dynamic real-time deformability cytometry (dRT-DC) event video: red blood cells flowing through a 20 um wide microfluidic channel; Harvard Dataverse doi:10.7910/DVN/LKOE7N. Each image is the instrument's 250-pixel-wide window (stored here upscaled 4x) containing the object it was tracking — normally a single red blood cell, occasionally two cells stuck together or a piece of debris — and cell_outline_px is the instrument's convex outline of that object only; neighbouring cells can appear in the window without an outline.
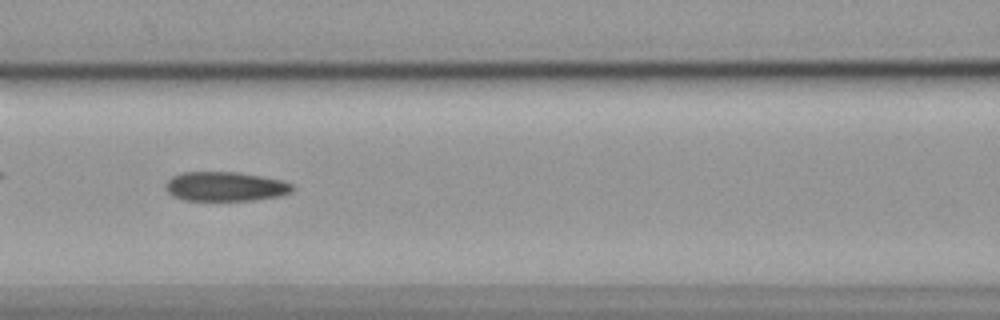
{"species": "common noctule bat (a hibernating species)", "species_latin": "Nyctalus noctula", "temperature_condition": "cold", "stored_images_in_passage": 48, "camera_frame_rate_fps": 3000, "um_per_image_px": 0.085, "animal": {"sex": "female", "body_mass_g": 19.9}, "frame": {"image": 1, "passage_image": 16, "time_ms": 5.0, "image_size_px": [1000, 320], "cell_outline_px": [[292, 192], [280, 196], [252, 200], [184, 200], [172, 196], [164, 188], [164, 184], [172, 176], [180, 172], [236, 172], [260, 176], [280, 180], [292, 184]], "centroid_in_image_um": [19.09, 15.85], "position_along_channel_um": 147.5, "area_um2": 21.68}}
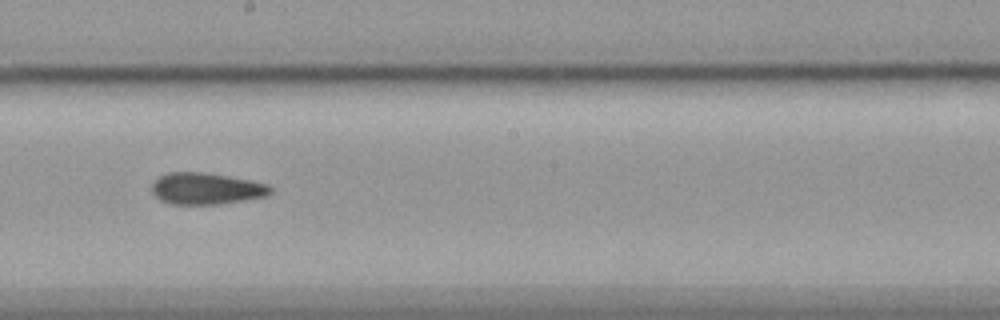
{"frame": {"image": 2, "passage_image": 23, "time_ms": 7.333, "image_size_px": [1000, 320], "cell_outline_px": [[272, 192], [268, 196], [220, 204], [172, 204], [160, 200], [152, 192], [152, 184], [160, 176], [168, 172], [204, 172], [228, 176], [268, 184], [272, 188]], "centroid_in_image_um": [17.54, 16.03], "position_along_channel_um": 230.7, "area_um2": 21.79}}
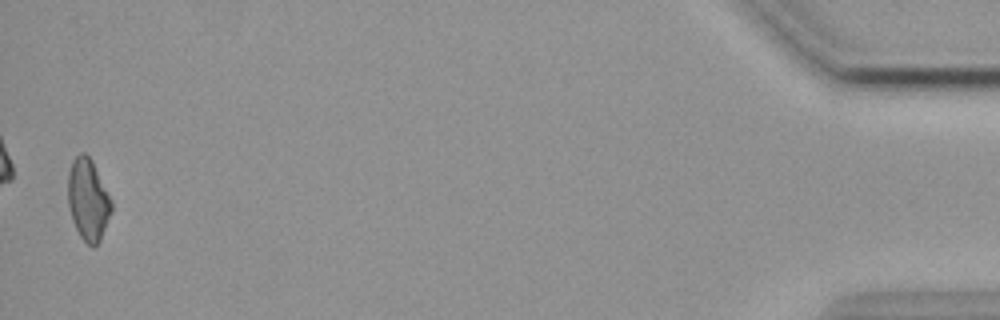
{"frame": {"image": 3, "passage_image": 47, "time_ms": 15.333, "image_size_px": [1000, 320], "cell_outline_px": [[112, 212], [100, 240], [92, 248], [80, 236], [72, 220], [68, 208], [68, 172], [72, 160], [80, 152], [84, 152], [92, 160], [112, 200]], "centroid_in_image_um": [7.48, 16.96], "position_along_channel_um": 427.7, "area_um2": 20.81}, "authors_computed_cell_mechanics": {"area_um2": 21.7617, "velocity_mm_per_s": 3.5789, "shape_relaxation_time_tau1_ms": null, "shape_relaxation_time_tau2_ms": 5.015, "deformation_change_tau1": null, "deformation_change_tau2": 0.1397}}